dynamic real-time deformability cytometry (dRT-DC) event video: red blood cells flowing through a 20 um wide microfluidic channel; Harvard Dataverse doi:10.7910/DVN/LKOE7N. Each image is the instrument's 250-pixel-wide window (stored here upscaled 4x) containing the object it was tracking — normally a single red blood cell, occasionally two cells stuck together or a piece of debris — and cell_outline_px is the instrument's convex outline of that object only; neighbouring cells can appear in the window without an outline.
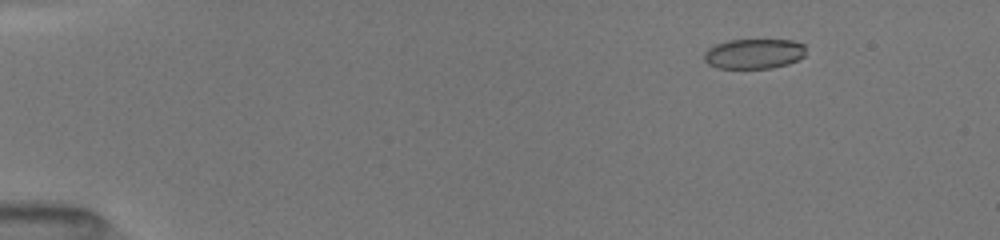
{"species": "common noctule bat (a hibernating species)", "species_latin": "Nyctalus noctula", "temperature_condition": "room temperature", "stored_images_in_passage": 65, "camera_frame_rate_fps": 3000, "um_per_image_px": 0.085, "animal": {"sex": "female", "body_mass_g": 19.5, "forearm_length_mm": 54.1}, "frame": {"image": 1, "passage_image": 9, "time_ms": 2.0, "image_size_px": [1000, 240], "cell_outline_px": [[804, 56], [788, 64], [772, 68], [716, 68], [708, 64], [704, 60], [704, 52], [708, 48], [716, 44], [728, 40], [792, 40], [804, 44]], "centroid_in_image_um": [64.06, 4.57], "position_along_channel_um": 20.9, "area_um2": 17.8}}
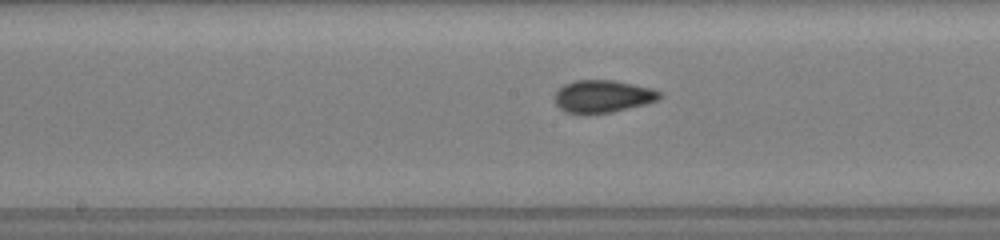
{"frame": {"image": 2, "passage_image": 38, "time_ms": 9.0, "image_size_px": [1000, 240], "cell_outline_px": [[664, 96], [656, 100], [644, 104], [612, 112], [584, 116], [564, 112], [556, 104], [556, 92], [564, 84], [576, 80], [612, 80], [652, 88], [664, 92]], "centroid_in_image_um": [51.24, 8.21], "position_along_channel_um": 197.0, "area_um2": 20.17}}
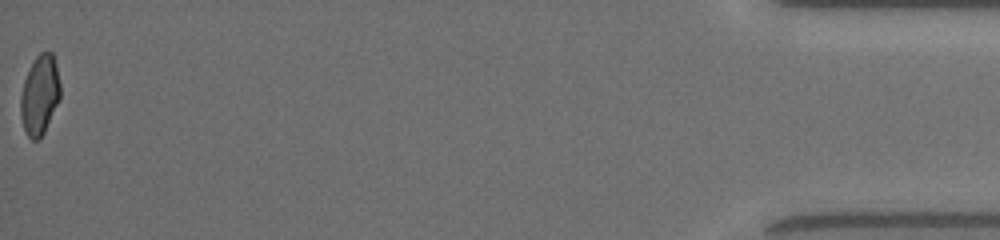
{"frame": {"image": 3, "passage_image": 65, "time_ms": 17.0, "image_size_px": [1000, 240], "cell_outline_px": [[60, 100], [44, 132], [36, 140], [32, 140], [28, 136], [24, 128], [20, 116], [20, 96], [24, 80], [36, 56], [40, 52], [52, 52], [56, 64], [60, 84]], "centroid_in_image_um": [3.38, 8.07], "position_along_channel_um": 431.8, "area_um2": 18.32}, "authors_computed_cell_mechanics": {"area_um2": 19.074, "velocity_mm_per_s": 4.0403, "shape_relaxation_time_tau1_ms": null, "shape_relaxation_time_tau2_ms": 1.0093, "deformation_change_tau1": null, "deformation_change_tau2": 0.0488}}